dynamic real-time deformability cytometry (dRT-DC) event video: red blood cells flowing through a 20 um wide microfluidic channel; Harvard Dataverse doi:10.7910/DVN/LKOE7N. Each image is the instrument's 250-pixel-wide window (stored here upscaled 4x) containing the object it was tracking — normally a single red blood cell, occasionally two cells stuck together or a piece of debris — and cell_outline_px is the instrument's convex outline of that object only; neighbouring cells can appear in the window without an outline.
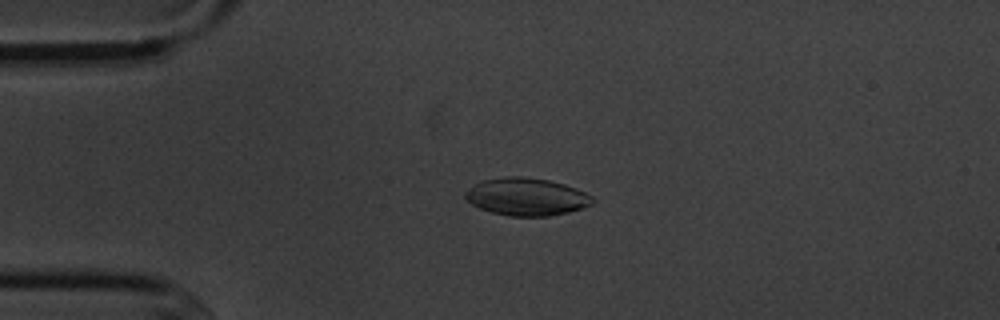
{"species": "common noctule bat (a hibernating species)", "species_latin": "Nyctalus noctula", "temperature_condition": "cold", "stored_images_in_passage": 4, "camera_frame_rate_fps": 3000, "um_per_image_px": 0.085, "animal": {"sex": "male", "body_mass_g": 20.1, "forearm_length_mm": 53.5}, "frame": {"image": 1, "passage_image": 3, "time_ms": 3.333, "image_size_px": [1000, 320], "cell_outline_px": [[596, 200], [592, 204], [584, 208], [568, 212], [548, 216], [508, 216], [492, 212], [480, 208], [472, 204], [464, 196], [464, 192], [476, 184], [484, 180], [508, 176], [520, 176], [548, 180], [564, 184], [576, 188], [592, 196]], "centroid_in_image_um": [44.78, 16.73], "position_along_channel_um": 40.2, "area_um2": 27.74}}